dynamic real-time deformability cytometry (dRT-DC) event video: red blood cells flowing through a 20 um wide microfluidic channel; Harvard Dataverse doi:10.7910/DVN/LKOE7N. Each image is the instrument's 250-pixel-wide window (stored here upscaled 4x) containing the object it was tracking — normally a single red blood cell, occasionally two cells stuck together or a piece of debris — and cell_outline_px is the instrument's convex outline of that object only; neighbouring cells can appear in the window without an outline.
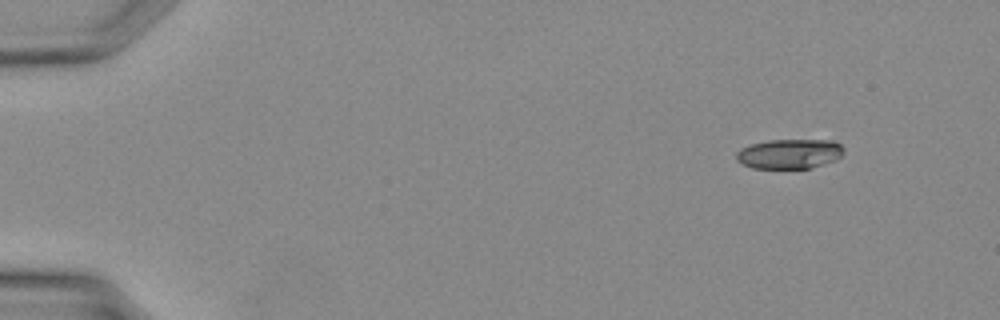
{"species": "Egyptian fruit bat (a non-hibernating species)", "species_latin": "Rousettus aegyptiacus", "temperature_condition": "warm", "stored_images_in_passage": 34, "camera_frame_rate_fps": 3000, "um_per_image_px": 0.085, "animal": {"sex": "female"}, "frame": {"image": 1, "passage_image": 1, "time_ms": 0.0, "image_size_px": [1000, 320], "cell_outline_px": [[844, 152], [836, 160], [812, 168], [752, 168], [736, 160], [736, 152], [740, 148], [752, 144], [768, 140], [832, 140], [840, 144], [844, 148]], "centroid_in_image_um": [67.12, 13.07], "position_along_channel_um": 17.9, "area_um2": 18.67}}
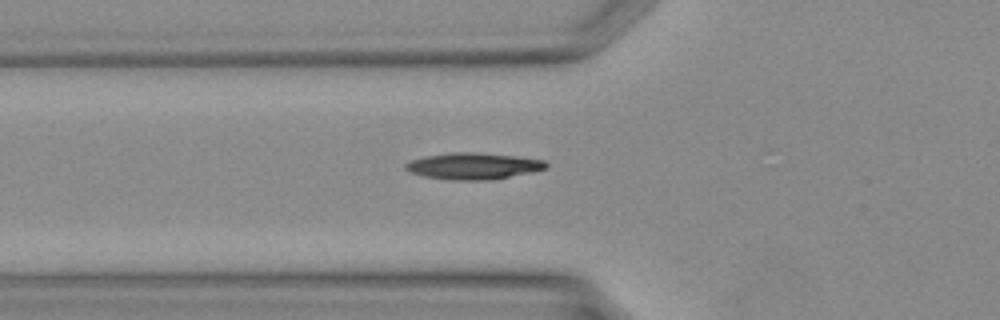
{"frame": {"image": 2, "passage_image": 11, "time_ms": 3.333, "image_size_px": [1000, 320], "cell_outline_px": [[548, 164], [544, 168], [532, 172], [492, 180], [456, 180], [424, 176], [408, 172], [404, 168], [404, 164], [412, 160], [424, 156], [452, 152], [472, 152], [516, 156], [544, 160]], "centroid_in_image_um": [40.2, 14.11], "position_along_channel_um": 85.6, "area_um2": 21.62}}
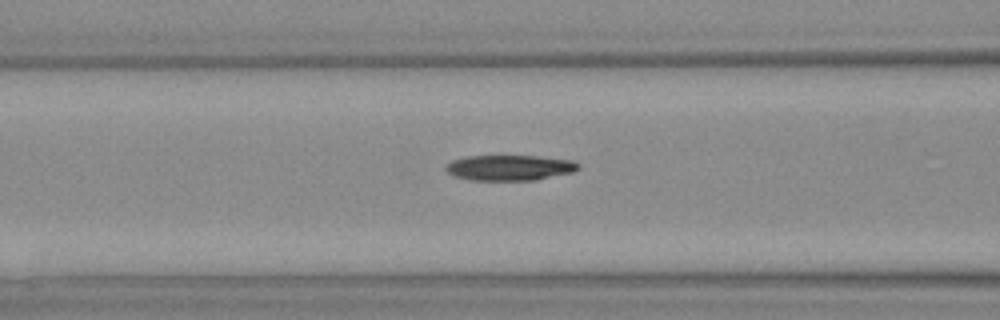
{"frame": {"image": 3, "passage_image": 13, "time_ms": 4.0, "image_size_px": [1000, 320], "cell_outline_px": [[580, 168], [572, 172], [536, 180], [472, 180], [456, 176], [448, 172], [444, 168], [452, 160], [468, 156], [536, 156], [576, 160], [580, 164]], "centroid_in_image_um": [43.38, 14.25], "position_along_channel_um": 123.2, "area_um2": 19.65}}